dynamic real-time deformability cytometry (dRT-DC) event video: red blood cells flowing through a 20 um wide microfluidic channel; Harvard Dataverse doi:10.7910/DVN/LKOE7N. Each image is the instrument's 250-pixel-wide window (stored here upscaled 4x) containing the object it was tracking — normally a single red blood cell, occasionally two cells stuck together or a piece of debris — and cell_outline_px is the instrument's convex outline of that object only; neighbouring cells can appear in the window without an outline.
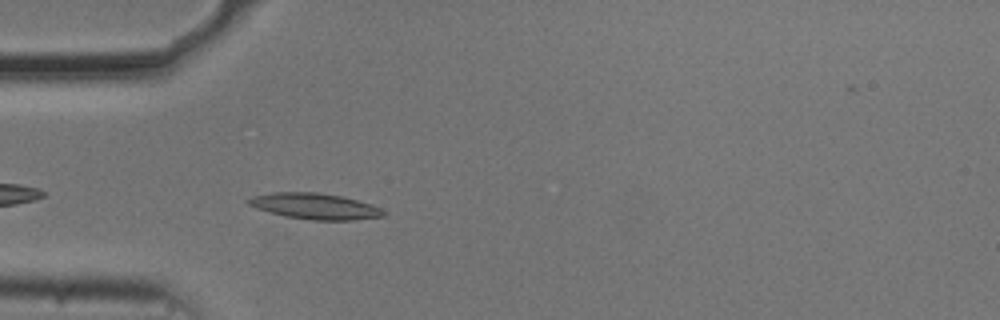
{"species": "common noctule bat (a hibernating species)", "species_latin": "Nyctalus noctula", "temperature_condition": "cold", "stored_images_in_passage": 41, "camera_frame_rate_fps": 3000, "um_per_image_px": 0.085, "animal": {"sex": "male", "body_mass_g": 20.5, "forearm_length_mm": 52.5}, "frame": {"image": 1, "passage_image": 3, "time_ms": 0.667, "image_size_px": [1000, 320], "cell_outline_px": [[388, 212], [384, 216], [352, 220], [312, 220], [284, 216], [256, 208], [248, 204], [244, 200], [252, 196], [272, 192], [316, 192], [344, 196], [380, 208]], "centroid_in_image_um": [26.74, 17.52], "position_along_channel_um": 58.3, "area_um2": 20.46}}
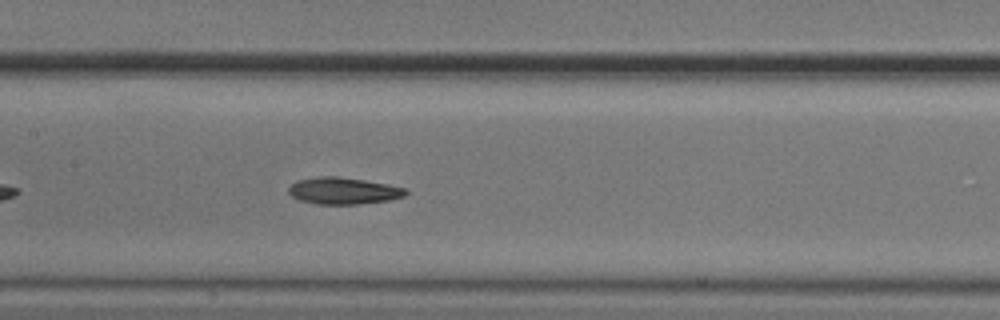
{"frame": {"image": 2, "passage_image": 13, "time_ms": 4.0, "image_size_px": [1000, 320], "cell_outline_px": [[408, 192], [404, 196], [392, 200], [356, 204], [316, 204], [300, 200], [292, 196], [288, 192], [288, 188], [296, 180], [316, 176], [340, 176], [388, 184], [408, 188]], "centroid_in_image_um": [29.2, 16.21], "position_along_channel_um": 178.2, "area_um2": 18.5}}
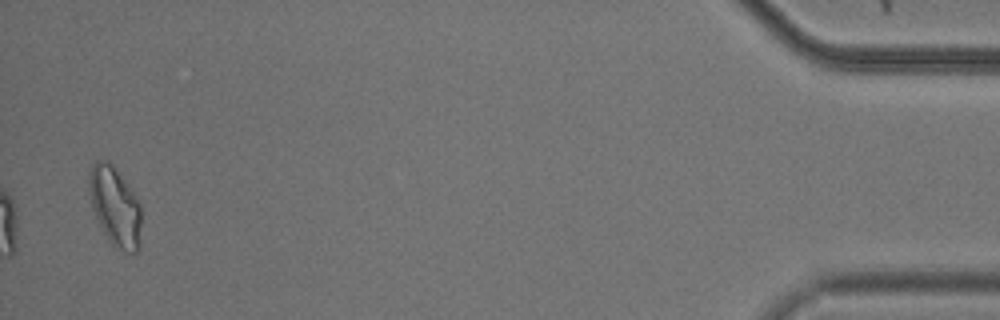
{"frame": {"image": 3, "passage_image": 40, "time_ms": 13.0, "image_size_px": [1000, 320], "cell_outline_px": [[140, 248], [136, 252], [124, 252], [112, 244], [108, 240], [92, 208], [88, 192], [88, 172], [92, 164], [96, 160], [108, 160], [112, 164], [132, 192], [140, 204]], "centroid_in_image_um": [9.75, 17.54], "position_along_channel_um": 425.5, "area_um2": 23.99}, "authors_computed_cell_mechanics": {"area_um2": 18.4382, "velocity_mm_per_s": 3.6959, "shape_relaxation_time_tau1_ms": 4.2093, "shape_relaxation_time_tau2_ms": 8.0332, "deformation_change_tau1": 0.1349, "deformation_change_tau2": 0.137}}